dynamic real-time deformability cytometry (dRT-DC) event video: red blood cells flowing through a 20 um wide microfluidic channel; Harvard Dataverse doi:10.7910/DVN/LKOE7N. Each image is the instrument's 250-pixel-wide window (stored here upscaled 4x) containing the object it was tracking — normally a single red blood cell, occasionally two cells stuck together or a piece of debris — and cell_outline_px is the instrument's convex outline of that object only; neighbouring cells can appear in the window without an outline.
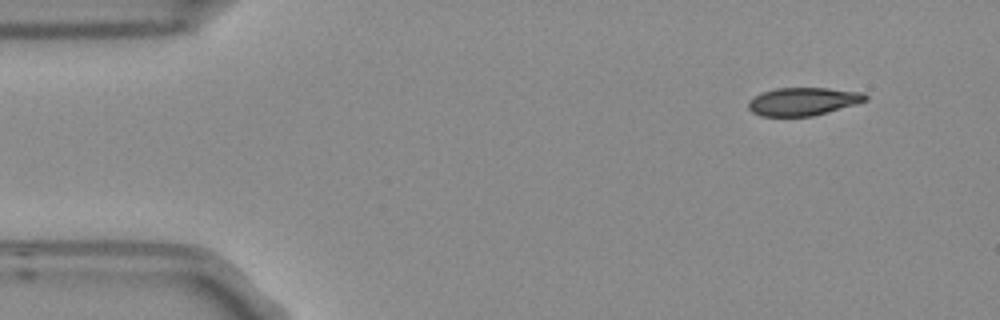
{"species": "Egyptian fruit bat (a non-hibernating species)", "species_latin": "Rousettus aegyptiacus", "temperature_condition": "room temperature", "stored_images_in_passage": 4, "camera_frame_rate_fps": 3000, "um_per_image_px": 0.085, "frame": {"image": 1, "passage_image": 1, "time_ms": 0.0, "image_size_px": [1000, 320], "cell_outline_px": [[868, 100], [812, 116], [760, 116], [752, 112], [748, 108], [748, 100], [760, 92], [776, 88], [828, 88], [864, 92], [868, 96]], "centroid_in_image_um": [68.22, 8.61], "position_along_channel_um": 16.8, "area_um2": 19.13}}
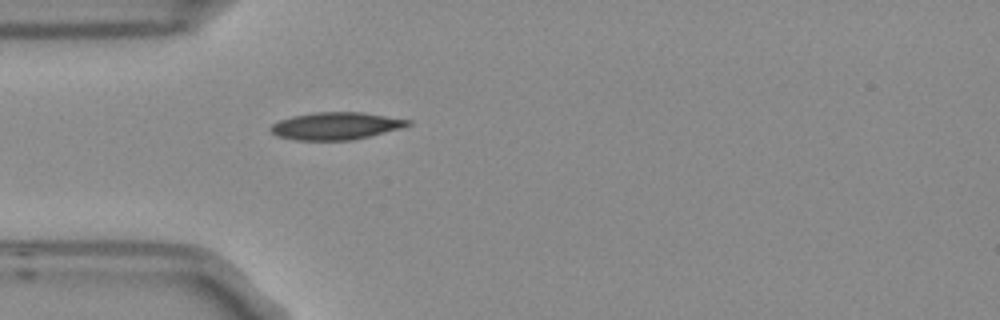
{"frame": {"image": 2, "passage_image": 4, "time_ms": 1.0, "image_size_px": [1000, 320], "cell_outline_px": [[412, 124], [400, 128], [352, 140], [296, 140], [276, 136], [268, 128], [272, 124], [280, 120], [292, 116], [312, 112], [364, 112], [412, 120]], "centroid_in_image_um": [28.53, 10.69], "position_along_channel_um": 56.5, "area_um2": 21.91}}